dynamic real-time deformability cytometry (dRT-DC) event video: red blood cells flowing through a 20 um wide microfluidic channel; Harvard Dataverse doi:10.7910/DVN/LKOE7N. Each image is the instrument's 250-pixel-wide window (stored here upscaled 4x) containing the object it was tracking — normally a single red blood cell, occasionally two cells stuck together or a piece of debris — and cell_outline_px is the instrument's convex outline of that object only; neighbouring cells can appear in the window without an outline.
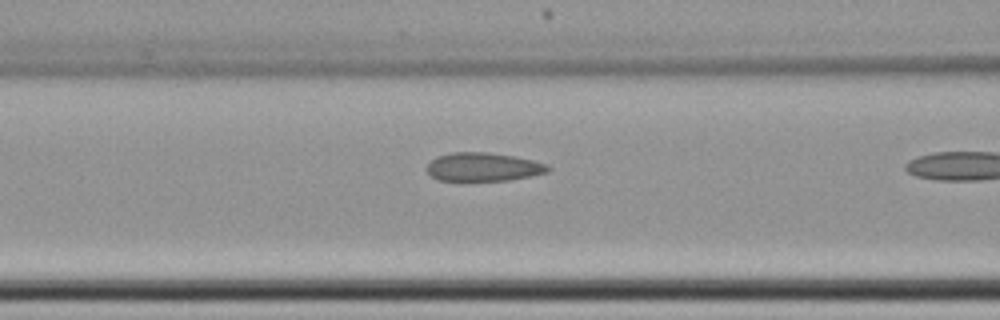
{"species": "common noctule bat (a hibernating species)", "species_latin": "Nyctalus noctula", "temperature_condition": "cold", "stored_images_in_passage": 10, "camera_frame_rate_fps": 3000, "um_per_image_px": 0.085, "animal": {"sex": "female", "body_mass_g": 22.7, "forearm_length_mm": 54.2}, "frame": {"image": 1, "passage_image": 9, "time_ms": 2.667, "image_size_px": [1000, 320], "cell_outline_px": [[552, 168], [548, 172], [508, 180], [436, 180], [424, 168], [436, 156], [452, 152], [488, 152], [512, 156], [532, 160], [548, 164]], "centroid_in_image_um": [41.05, 14.18], "position_along_channel_um": 125.5, "area_um2": 20.06}}